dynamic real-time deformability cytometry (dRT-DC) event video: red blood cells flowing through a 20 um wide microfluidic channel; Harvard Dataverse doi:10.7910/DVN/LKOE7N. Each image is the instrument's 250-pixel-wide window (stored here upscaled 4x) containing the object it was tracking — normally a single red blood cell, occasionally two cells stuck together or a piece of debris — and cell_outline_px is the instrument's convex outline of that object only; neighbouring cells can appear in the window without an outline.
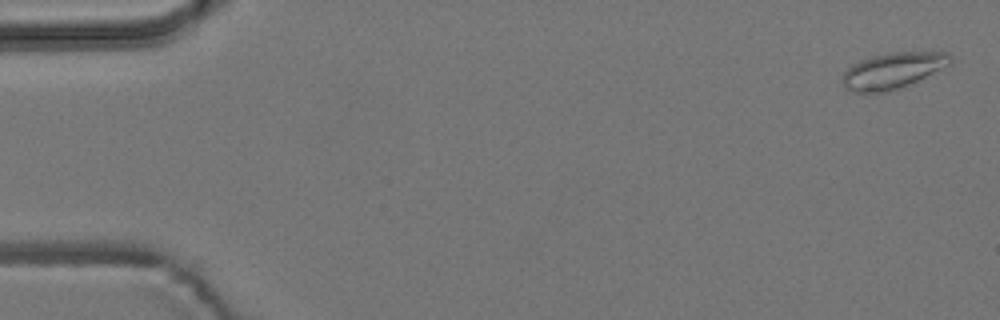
{"species": "common noctule bat (a hibernating species)", "species_latin": "Nyctalus noctula", "temperature_condition": "room temperature", "stored_images_in_passage": 6, "camera_frame_rate_fps": 3000, "um_per_image_px": 0.085, "animal": {"sex": "male", "body_mass_g": 19.2, "forearm_length_mm": 51.8}, "frame": {"image": 1, "passage_image": 1, "time_ms": 0.0, "image_size_px": [1000, 320], "cell_outline_px": [[952, 64], [900, 88], [888, 92], [868, 96], [852, 92], [844, 88], [840, 80], [844, 72], [852, 64], [860, 60], [872, 56], [896, 52], [948, 52], [952, 56]], "centroid_in_image_um": [75.83, 6.05], "position_along_channel_um": 9.2, "area_um2": 23.24}}
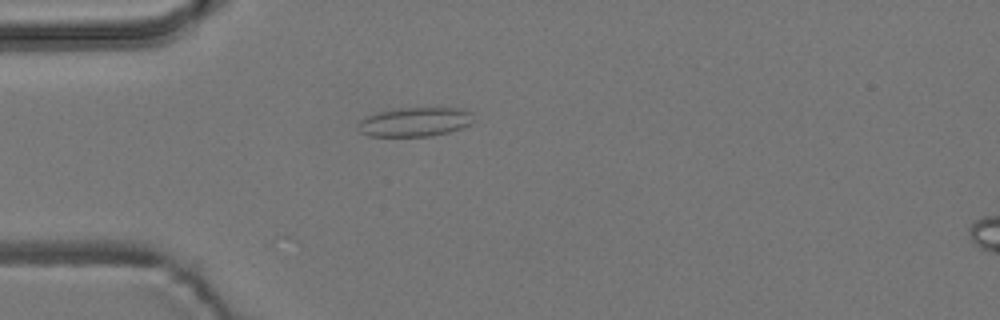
{"frame": {"image": 2, "passage_image": 5, "time_ms": 1.333, "image_size_px": [1000, 320], "cell_outline_px": [[472, 120], [468, 124], [460, 128], [448, 132], [432, 136], [368, 136], [360, 132], [356, 128], [356, 124], [364, 116], [376, 112], [400, 108], [464, 108], [472, 112]], "centroid_in_image_um": [35.19, 10.36], "position_along_channel_um": 49.8, "area_um2": 19.77}}